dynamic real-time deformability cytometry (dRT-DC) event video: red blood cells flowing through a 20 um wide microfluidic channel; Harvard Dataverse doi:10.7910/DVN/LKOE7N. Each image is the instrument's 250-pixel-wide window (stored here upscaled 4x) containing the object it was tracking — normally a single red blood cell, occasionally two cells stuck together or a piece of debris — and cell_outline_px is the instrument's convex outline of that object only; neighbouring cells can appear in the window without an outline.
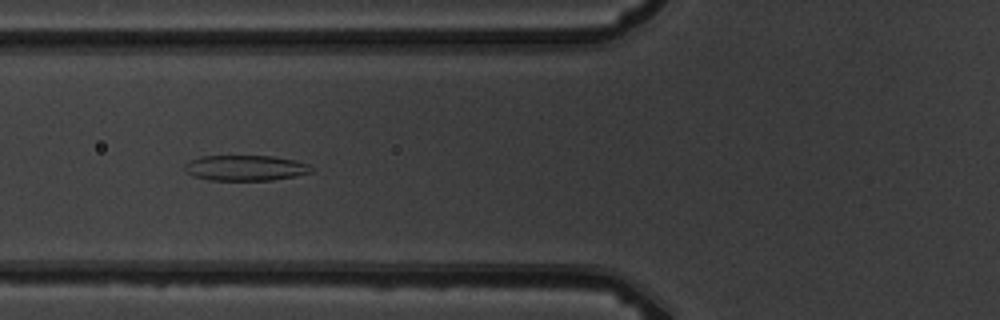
{"species": "common noctule bat (a hibernating species)", "species_latin": "Nyctalus noctula", "temperature_condition": "warm", "stored_images_in_passage": 10, "camera_frame_rate_fps": 3000, "um_per_image_px": 0.085, "animal": {"sex": "male", "body_mass_g": 19.5, "forearm_length_mm": 54.6}, "frame": {"image": 1, "passage_image": 6, "time_ms": 5.667, "image_size_px": [1000, 320], "cell_outline_px": [[312, 172], [296, 176], [272, 180], [208, 180], [184, 172], [184, 164], [200, 156], [272, 156], [296, 160], [308, 164], [312, 168]], "centroid_in_image_um": [20.87, 14.27], "position_along_channel_um": 104.9, "area_um2": 18.84}}
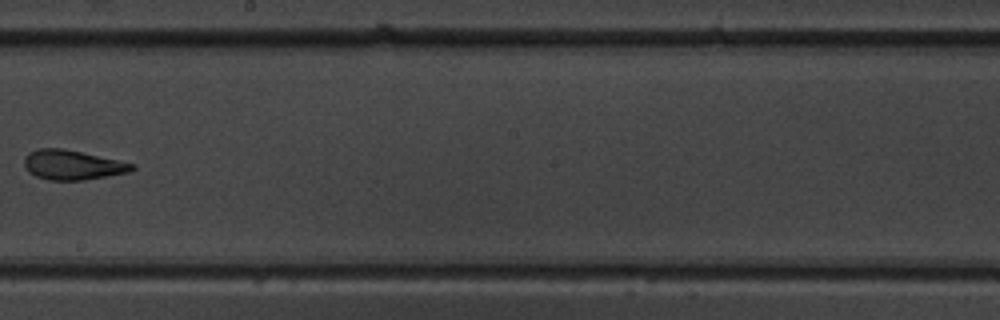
{"frame": {"image": 2, "passage_image": 9, "time_ms": 9.333, "image_size_px": [1000, 320], "cell_outline_px": [[136, 168], [128, 172], [108, 176], [84, 180], [48, 180], [36, 176], [28, 172], [24, 164], [24, 156], [28, 152], [36, 148], [60, 148], [80, 152], [136, 164]], "centroid_in_image_um": [6.13, 14.02], "position_along_channel_um": 242.1, "area_um2": 18.61}}
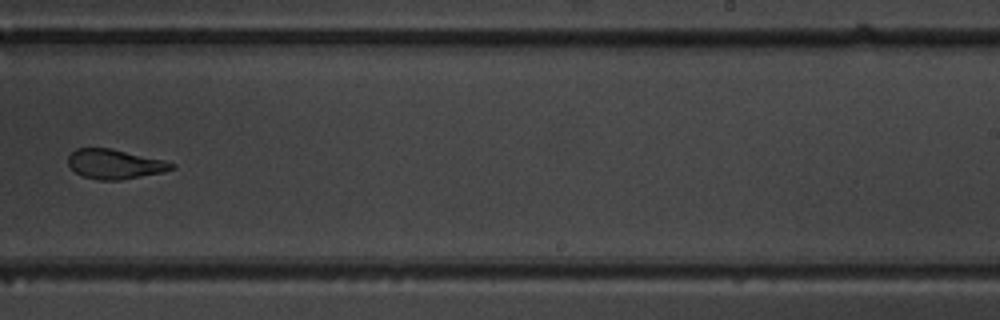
{"frame": {"image": 3, "passage_image": 10, "time_ms": 10.333, "image_size_px": [1000, 320], "cell_outline_px": [[176, 168], [164, 172], [120, 180], [100, 180], [80, 176], [68, 164], [68, 156], [76, 148], [108, 148], [164, 160], [176, 164]], "centroid_in_image_um": [9.76, 13.96], "position_along_channel_um": 279.2, "area_um2": 17.8}}